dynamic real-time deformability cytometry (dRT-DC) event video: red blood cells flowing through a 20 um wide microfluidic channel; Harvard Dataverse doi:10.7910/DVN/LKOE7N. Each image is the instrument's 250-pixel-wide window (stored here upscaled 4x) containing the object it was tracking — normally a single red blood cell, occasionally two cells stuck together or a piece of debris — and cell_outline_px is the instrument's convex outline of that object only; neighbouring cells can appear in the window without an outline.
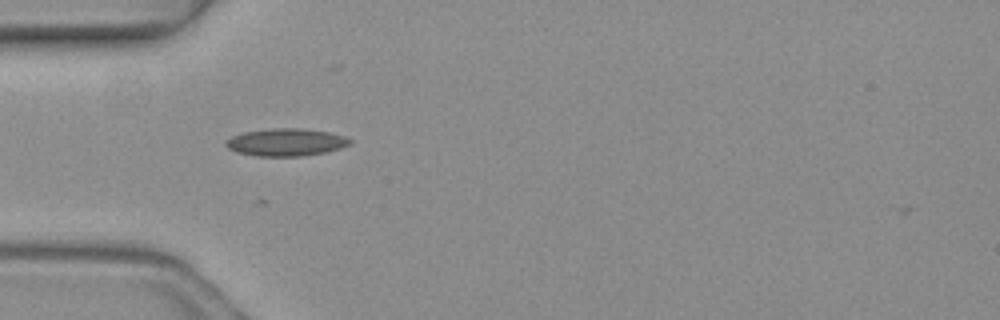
{"species": "common noctule bat (a hibernating species)", "species_latin": "Nyctalus noctula", "temperature_condition": "warm", "stored_images_in_passage": 3, "camera_frame_rate_fps": 3000, "um_per_image_px": 0.085, "animal": {"sex": "female", "body_mass_g": 19.3, "forearm_length_mm": 54.1}, "frame": {"image": 1, "passage_image": 1, "time_ms": 0.0, "image_size_px": [1000, 320], "cell_outline_px": [[352, 144], [340, 148], [324, 152], [304, 156], [256, 156], [236, 152], [228, 148], [224, 144], [232, 136], [244, 132], [272, 128], [304, 128], [328, 132], [344, 136], [352, 140]], "centroid_in_image_um": [24.32, 12.09], "position_along_channel_um": 60.7, "area_um2": 19.88}}
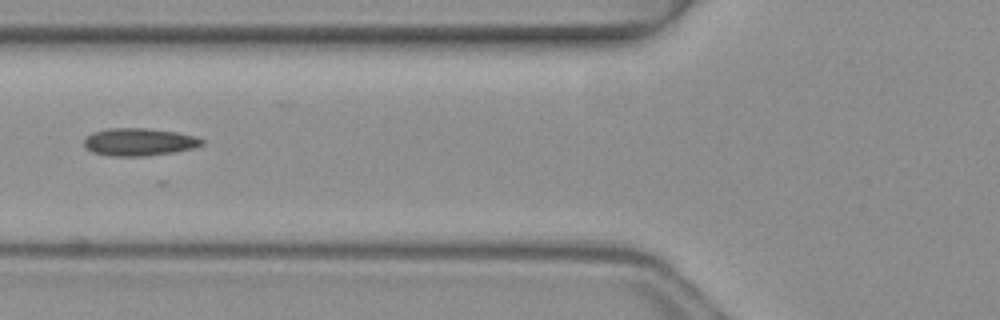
{"frame": {"image": 2, "passage_image": 2, "time_ms": 0.333, "image_size_px": [1000, 320], "cell_outline_px": [[204, 144], [192, 148], [172, 152], [144, 156], [112, 156], [92, 152], [84, 148], [84, 140], [92, 132], [108, 128], [144, 128], [176, 132], [192, 136], [204, 140]], "centroid_in_image_um": [11.77, 12.06], "position_along_channel_um": 114.0, "area_um2": 18.79}}
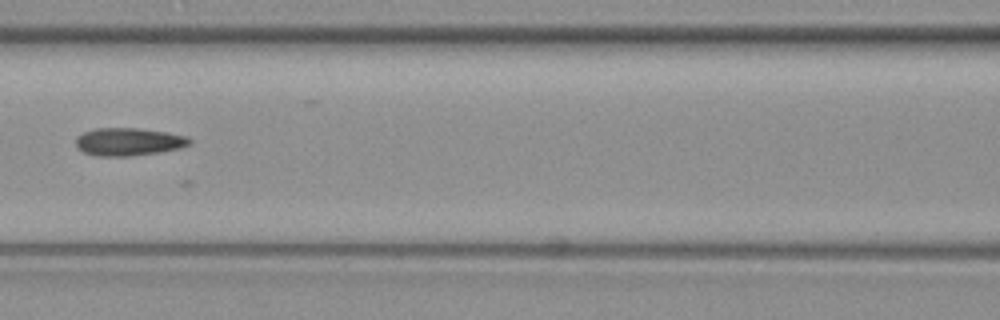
{"frame": {"image": 3, "passage_image": 3, "time_ms": 0.667, "image_size_px": [1000, 320], "cell_outline_px": [[192, 144], [180, 148], [160, 152], [132, 156], [96, 156], [84, 152], [76, 144], [76, 136], [84, 132], [96, 128], [136, 128], [164, 132], [188, 136], [192, 140]], "centroid_in_image_um": [10.96, 12.05], "position_along_channel_um": 155.6, "area_um2": 18.44}}